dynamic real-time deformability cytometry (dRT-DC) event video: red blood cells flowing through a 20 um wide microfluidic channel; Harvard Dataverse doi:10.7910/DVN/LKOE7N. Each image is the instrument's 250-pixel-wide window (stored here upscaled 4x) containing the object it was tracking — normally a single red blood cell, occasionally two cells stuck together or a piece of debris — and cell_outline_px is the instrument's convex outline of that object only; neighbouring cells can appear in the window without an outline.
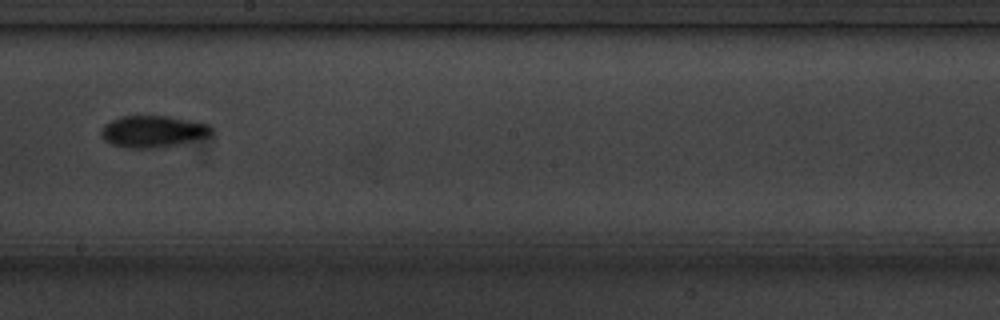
{"species": "common noctule bat (a hibernating species)", "species_latin": "Nyctalus noctula", "temperature_condition": "cold", "stored_images_in_passage": 9, "camera_frame_rate_fps": 3000, "um_per_image_px": 0.085, "animal": {"sex": "male", "body_mass_g": 20.1, "forearm_length_mm": 53.5}, "frame": {"image": 1, "passage_image": 8, "time_ms": 8.0, "image_size_px": [1000, 320], "cell_outline_px": [[212, 132], [208, 136], [176, 144], [152, 148], [124, 148], [112, 144], [100, 132], [104, 124], [120, 116], [168, 116], [208, 124], [212, 128]], "centroid_in_image_um": [12.98, 11.16], "position_along_channel_um": 235.2, "area_um2": 20.0}}